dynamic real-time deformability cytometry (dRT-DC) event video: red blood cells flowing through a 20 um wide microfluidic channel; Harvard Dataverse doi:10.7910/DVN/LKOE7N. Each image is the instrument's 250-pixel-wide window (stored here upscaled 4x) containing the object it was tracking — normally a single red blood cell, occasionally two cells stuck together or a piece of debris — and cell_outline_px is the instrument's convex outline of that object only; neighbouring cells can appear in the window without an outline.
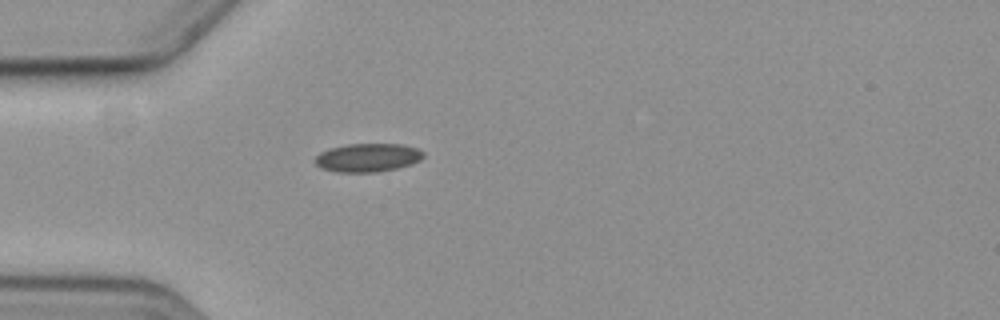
{"species": "common noctule bat (a hibernating species)", "species_latin": "Nyctalus noctula", "temperature_condition": "cold", "stored_images_in_passage": 1, "camera_frame_rate_fps": 3000, "um_per_image_px": 0.085, "animal": {"sex": "female", "body_mass_g": 19.3, "forearm_length_mm": 54.1}, "frame": {"image": 1, "passage_image": 1, "time_ms": 0.0, "image_size_px": [1000, 320], "cell_outline_px": [[424, 156], [420, 160], [412, 164], [396, 168], [376, 172], [336, 172], [320, 168], [316, 164], [316, 156], [320, 152], [332, 148], [348, 144], [400, 144], [416, 148], [424, 152]], "centroid_in_image_um": [31.26, 13.4], "position_along_channel_um": 53.7, "area_um2": 17.86}}